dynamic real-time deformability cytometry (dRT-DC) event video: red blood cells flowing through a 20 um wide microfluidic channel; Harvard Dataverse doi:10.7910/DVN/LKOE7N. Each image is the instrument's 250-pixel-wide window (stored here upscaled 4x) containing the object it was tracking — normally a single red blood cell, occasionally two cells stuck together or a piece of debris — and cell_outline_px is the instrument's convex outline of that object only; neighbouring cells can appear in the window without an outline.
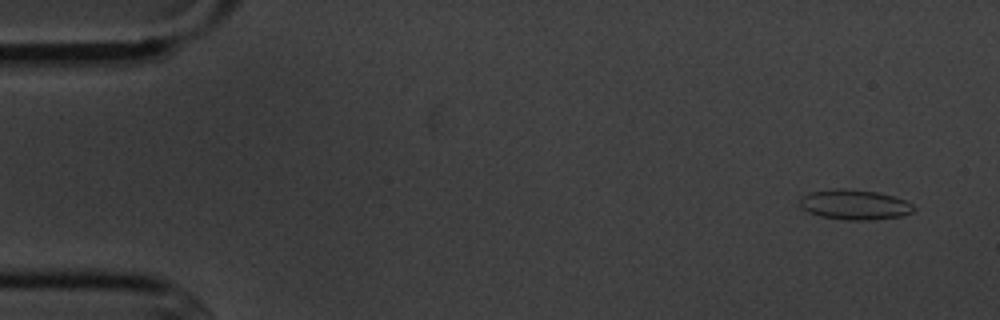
{"species": "common noctule bat (a hibernating species)", "species_latin": "Nyctalus noctula", "temperature_condition": "cold", "stored_images_in_passage": 5, "camera_frame_rate_fps": 3000, "um_per_image_px": 0.085, "animal": {"sex": "male", "body_mass_g": 20.1, "forearm_length_mm": 53.5}, "frame": {"image": 1, "passage_image": 1, "time_ms": 0.0, "image_size_px": [1000, 320], "cell_outline_px": [[916, 208], [912, 212], [900, 216], [868, 220], [848, 220], [820, 216], [808, 212], [800, 204], [800, 196], [812, 192], [836, 188], [844, 188], [876, 192], [892, 196], [904, 200], [912, 204]], "centroid_in_image_um": [72.63, 17.39], "position_along_channel_um": 12.4, "area_um2": 19.71}}
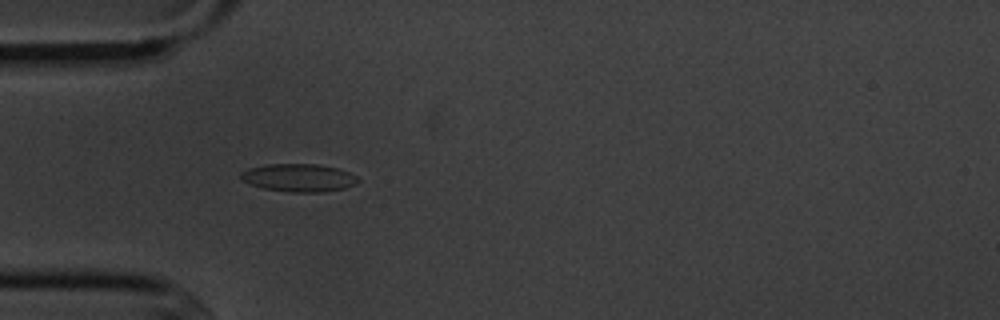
{"frame": {"image": 2, "passage_image": 4, "time_ms": 4.333, "image_size_px": [1000, 320], "cell_outline_px": [[360, 180], [356, 184], [344, 188], [320, 192], [292, 192], [264, 188], [240, 180], [240, 172], [248, 168], [264, 164], [316, 164], [340, 168], [356, 176]], "centroid_in_image_um": [25.39, 15.09], "position_along_channel_um": 59.6, "area_um2": 19.07}}
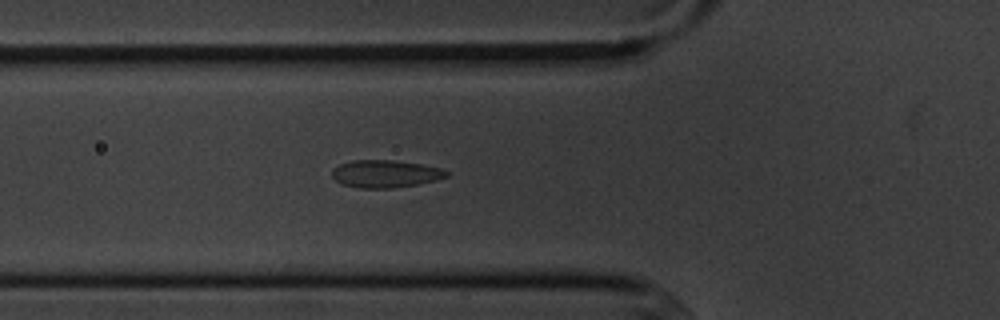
{"frame": {"image": 3, "passage_image": 5, "time_ms": 5.333, "image_size_px": [1000, 320], "cell_outline_px": [[448, 176], [436, 180], [416, 184], [392, 188], [356, 188], [340, 184], [332, 176], [332, 168], [340, 164], [352, 160], [392, 160], [420, 164], [440, 168], [448, 172]], "centroid_in_image_um": [32.7, 14.77], "position_along_channel_um": 93.1, "area_um2": 18.32}}